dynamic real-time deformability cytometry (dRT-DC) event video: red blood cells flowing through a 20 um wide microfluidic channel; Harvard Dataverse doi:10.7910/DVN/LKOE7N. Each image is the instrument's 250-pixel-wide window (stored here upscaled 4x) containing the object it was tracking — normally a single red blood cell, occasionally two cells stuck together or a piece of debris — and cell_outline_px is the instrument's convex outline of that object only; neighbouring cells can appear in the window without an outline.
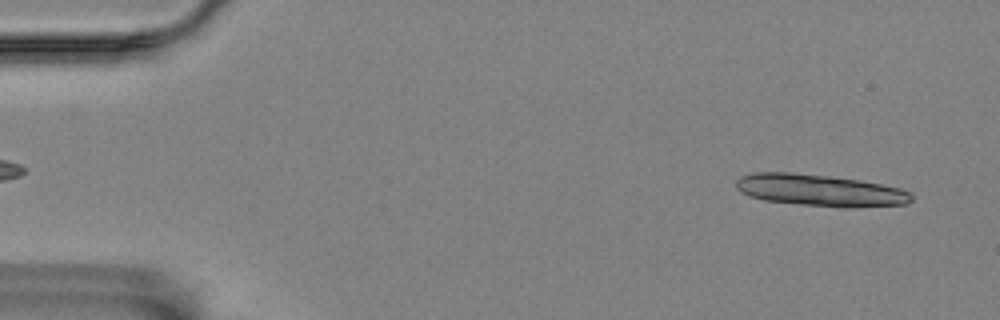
{"species": "Egyptian fruit bat (a non-hibernating species)", "species_latin": "Rousettus aegyptiacus", "temperature_condition": "room temperature", "stored_images_in_passage": 15, "camera_frame_rate_fps": 3000, "um_per_image_px": 0.085, "animal": {"sex": "female"}, "frame": {"image": 1, "passage_image": 3, "time_ms": 0.667, "image_size_px": [1000, 320], "cell_outline_px": [[912, 200], [908, 204], [856, 208], [844, 208], [764, 200], [740, 192], [736, 188], [736, 180], [740, 176], [752, 172], [792, 172], [828, 176], [860, 180], [900, 188], [912, 192]], "centroid_in_image_um": [69.73, 16.18], "position_along_channel_um": 15.3, "area_um2": 32.66}}